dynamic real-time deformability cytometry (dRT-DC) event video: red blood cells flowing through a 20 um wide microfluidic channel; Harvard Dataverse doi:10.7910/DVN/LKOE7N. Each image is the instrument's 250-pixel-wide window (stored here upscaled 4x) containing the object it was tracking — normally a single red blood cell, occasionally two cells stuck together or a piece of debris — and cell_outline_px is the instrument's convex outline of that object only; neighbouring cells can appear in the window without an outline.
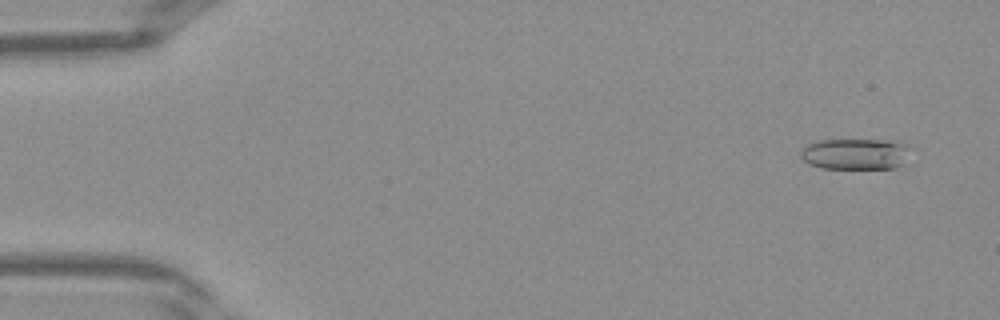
{"species": "Egyptian fruit bat (a non-hibernating species)", "species_latin": "Rousettus aegyptiacus", "temperature_condition": "warm", "stored_images_in_passage": 41, "camera_frame_rate_fps": 3000, "um_per_image_px": 0.085, "frame": {"image": 1, "passage_image": 3, "time_ms": 0.667, "image_size_px": [1000, 320], "cell_outline_px": [[916, 148], [904, 164], [892, 168], [820, 168], [808, 164], [800, 156], [800, 152], [808, 144], [820, 140], [896, 140]], "centroid_in_image_um": [72.82, 13.08], "position_along_channel_um": 12.2, "area_um2": 20.4}}
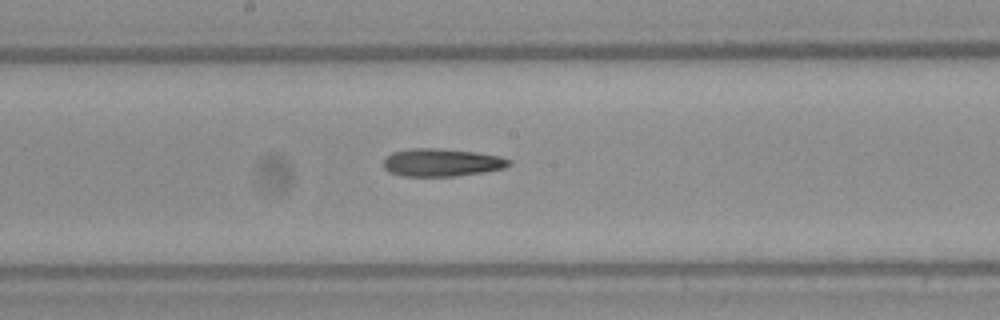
{"frame": {"image": 2, "passage_image": 22, "time_ms": 7.0, "image_size_px": [1000, 320], "cell_outline_px": [[512, 164], [504, 168], [484, 172], [452, 176], [404, 176], [388, 172], [384, 168], [384, 160], [392, 152], [412, 148], [436, 148], [476, 152], [500, 156], [512, 160]], "centroid_in_image_um": [37.56, 13.81], "position_along_channel_um": 210.6, "area_um2": 20.35}}
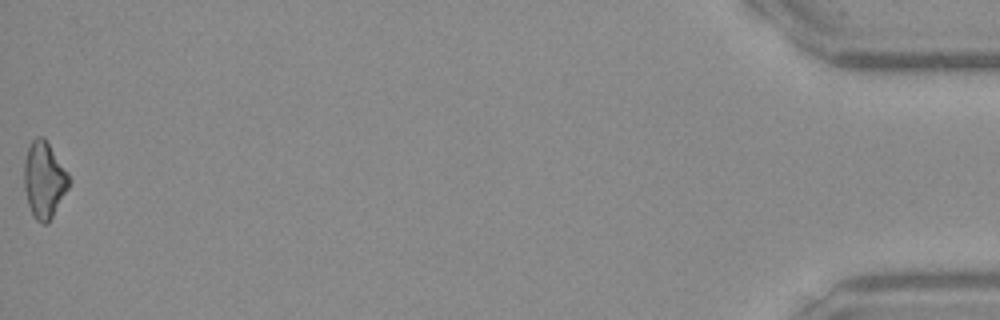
{"frame": {"image": 3, "passage_image": 41, "time_ms": 13.333, "image_size_px": [1000, 320], "cell_outline_px": [[72, 180], [68, 188], [48, 224], [40, 224], [32, 216], [28, 204], [24, 188], [24, 160], [28, 148], [32, 140], [36, 136], [44, 136], [68, 172]], "centroid_in_image_um": [3.75, 15.29], "position_along_channel_um": 431.4, "area_um2": 20.23}}